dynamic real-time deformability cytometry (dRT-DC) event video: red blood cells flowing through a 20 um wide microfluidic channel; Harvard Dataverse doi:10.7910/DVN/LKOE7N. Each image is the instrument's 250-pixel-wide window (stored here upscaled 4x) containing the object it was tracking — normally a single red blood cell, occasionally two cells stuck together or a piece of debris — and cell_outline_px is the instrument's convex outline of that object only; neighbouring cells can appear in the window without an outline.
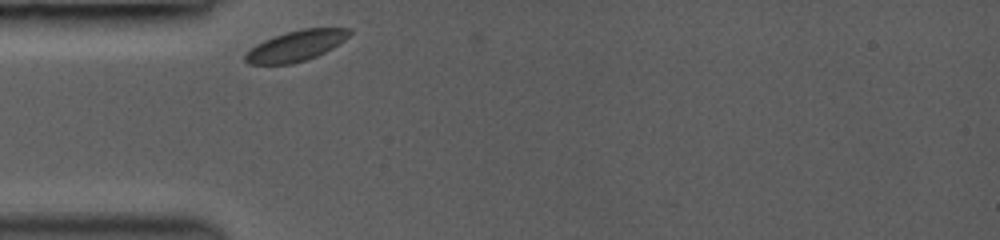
{"species": "common noctule bat (a hibernating species)", "species_latin": "Nyctalus noctula", "temperature_condition": "room temperature", "stored_images_in_passage": 30, "camera_frame_rate_fps": 3000, "um_per_image_px": 0.085, "animal": {"sex": "female", "body_mass_g": 19.0, "forearm_length_mm": 53.3}, "frame": {"image": 1, "passage_image": 1, "time_ms": 0.0, "image_size_px": [1000, 240], "cell_outline_px": [[352, 32], [344, 40], [332, 48], [316, 56], [292, 64], [248, 64], [244, 60], [244, 56], [256, 44], [264, 40], [288, 32], [304, 28], [352, 28]], "centroid_in_image_um": [25.17, 3.89], "position_along_channel_um": 59.8, "area_um2": 18.26}}
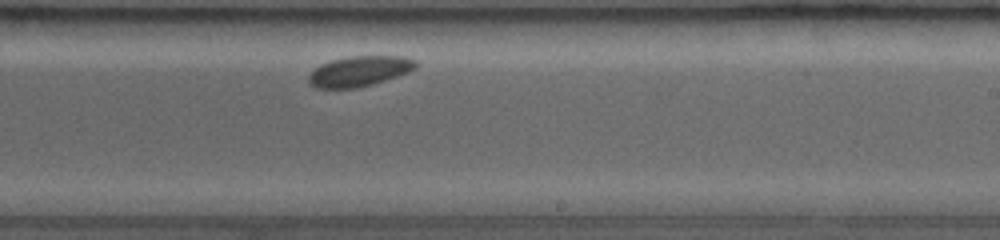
{"frame": {"image": 2, "passage_image": 18, "time_ms": 5.333, "image_size_px": [1000, 240], "cell_outline_px": [[416, 68], [408, 72], [372, 84], [356, 88], [316, 88], [308, 84], [308, 76], [320, 64], [332, 60], [348, 56], [404, 56], [416, 60]], "centroid_in_image_um": [30.53, 6.05], "position_along_channel_um": 258.5, "area_um2": 18.84}}
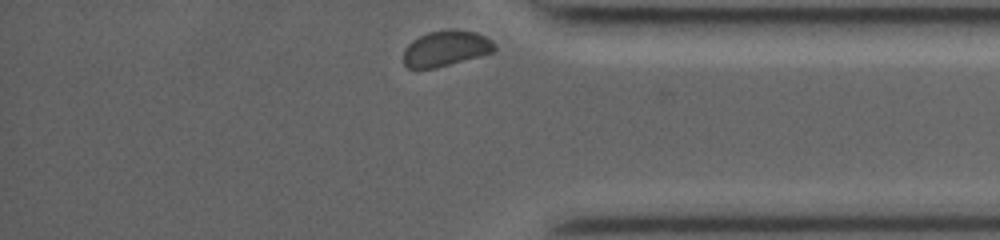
{"frame": {"image": 3, "passage_image": 30, "time_ms": 9.0, "image_size_px": [1000, 240], "cell_outline_px": [[496, 48], [492, 52], [480, 56], [436, 68], [408, 68], [404, 64], [404, 48], [412, 40], [428, 32], [448, 28], [456, 28], [476, 32], [492, 40], [496, 44]], "centroid_in_image_um": [37.91, 4.09], "position_along_channel_um": 397.3, "area_um2": 19.13}}